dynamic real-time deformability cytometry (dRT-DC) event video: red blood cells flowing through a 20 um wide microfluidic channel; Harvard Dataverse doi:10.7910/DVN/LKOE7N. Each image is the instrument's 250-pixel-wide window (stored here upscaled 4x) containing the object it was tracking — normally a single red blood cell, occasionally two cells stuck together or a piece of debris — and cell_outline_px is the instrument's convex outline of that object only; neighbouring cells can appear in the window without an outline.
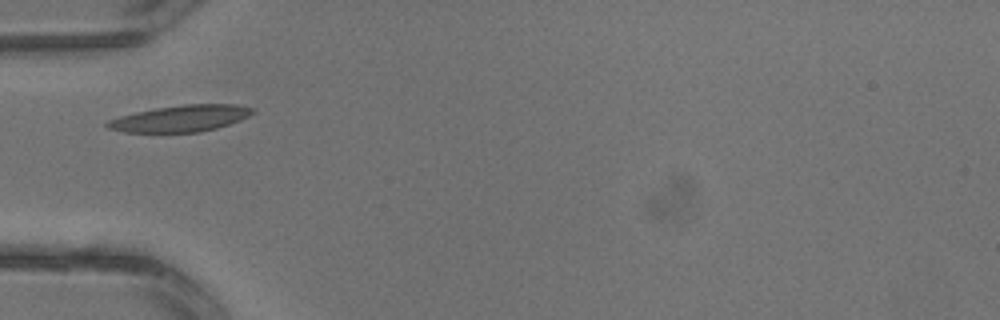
{"species": "common noctule bat (a hibernating species)", "species_latin": "Nyctalus noctula", "temperature_condition": "warm", "stored_images_in_passage": 3, "camera_frame_rate_fps": 3000, "um_per_image_px": 0.085, "animal": {"sex": "male", "body_mass_g": 13.3}, "frame": {"image": 1, "passage_image": 3, "time_ms": 0.667, "image_size_px": [1000, 320], "cell_outline_px": [[256, 112], [240, 120], [216, 128], [200, 132], [124, 132], [108, 128], [104, 124], [108, 120], [120, 116], [136, 112], [156, 108], [184, 104], [236, 104], [256, 108]], "centroid_in_image_um": [15.38, 10.06], "position_along_channel_um": 69.6, "area_um2": 22.43}}